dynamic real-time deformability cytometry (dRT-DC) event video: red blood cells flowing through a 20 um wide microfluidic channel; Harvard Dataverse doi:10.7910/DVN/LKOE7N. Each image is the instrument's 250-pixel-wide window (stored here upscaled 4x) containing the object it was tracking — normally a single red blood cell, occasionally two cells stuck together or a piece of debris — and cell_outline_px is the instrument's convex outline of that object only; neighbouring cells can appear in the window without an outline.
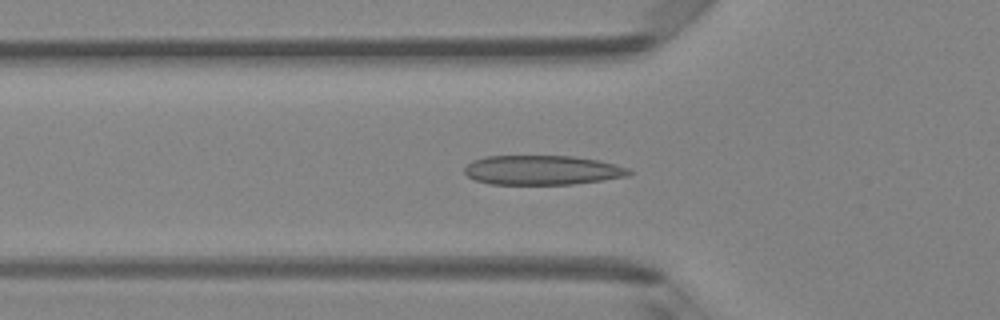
{"species": "Egyptian fruit bat (a non-hibernating species)", "species_latin": "Rousettus aegyptiacus", "temperature_condition": "room temperature", "stored_images_in_passage": 47, "camera_frame_rate_fps": 3000, "um_per_image_px": 0.085, "animal": {"sex": "female"}, "frame": {"image": 1, "passage_image": 15, "time_ms": 4.667, "image_size_px": [1000, 320], "cell_outline_px": [[632, 172], [628, 176], [572, 184], [488, 184], [476, 180], [468, 176], [464, 172], [464, 168], [472, 160], [484, 156], [572, 156], [600, 160], [632, 168]], "centroid_in_image_um": [46.1, 14.45], "position_along_channel_um": 79.7, "area_um2": 28.38}}
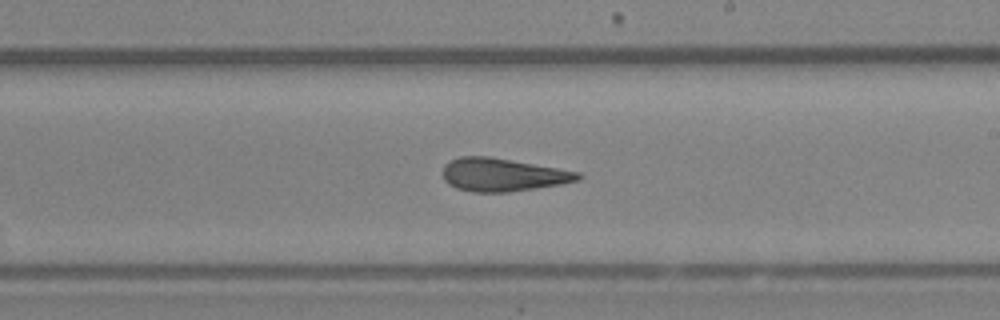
{"frame": {"image": 2, "passage_image": 27, "time_ms": 8.667, "image_size_px": [1000, 320], "cell_outline_px": [[584, 176], [580, 180], [560, 184], [508, 192], [472, 192], [456, 188], [448, 184], [444, 180], [444, 164], [448, 160], [460, 156], [488, 156], [580, 172]], "centroid_in_image_um": [42.71, 14.85], "position_along_channel_um": 246.3, "area_um2": 26.01}}
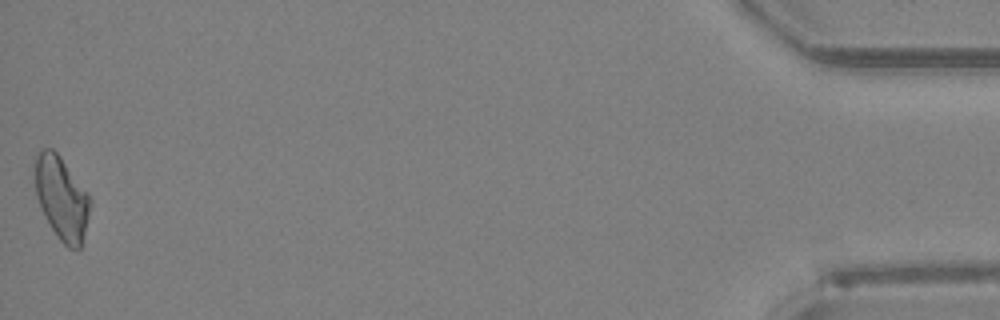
{"frame": {"image": 3, "passage_image": 47, "time_ms": 15.333, "image_size_px": [1000, 320], "cell_outline_px": [[92, 200], [80, 248], [68, 248], [56, 236], [40, 208], [36, 196], [32, 164], [36, 152], [44, 148], [52, 148], [60, 156], [88, 192]], "centroid_in_image_um": [5.19, 16.77], "position_along_channel_um": 430.0, "area_um2": 27.17}, "authors_computed_cell_mechanics": {"area_um2": 26.4146, "velocity_mm_per_s": 4.1907, "shape_relaxation_time_tau1_ms": 6.1257, "shape_relaxation_time_tau2_ms": 2.2054, "deformation_change_tau1": 0.1804, "deformation_change_tau2": 0.1162}}